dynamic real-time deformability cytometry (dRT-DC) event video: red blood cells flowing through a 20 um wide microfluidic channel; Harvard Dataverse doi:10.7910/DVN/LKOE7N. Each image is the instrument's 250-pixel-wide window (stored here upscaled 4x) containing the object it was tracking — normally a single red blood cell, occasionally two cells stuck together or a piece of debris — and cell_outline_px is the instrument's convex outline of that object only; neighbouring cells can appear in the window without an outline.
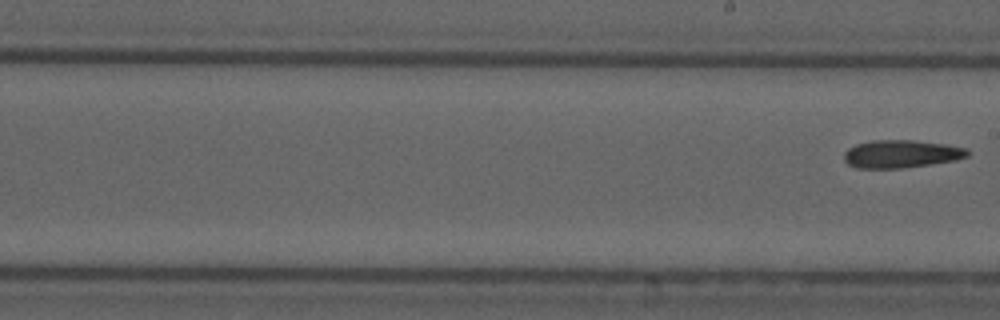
{"species": "common noctule bat (a hibernating species)", "species_latin": "Nyctalus noctula", "temperature_condition": "cold", "stored_images_in_passage": 10, "segment_of_instrument_passage": [2, 2], "camera_frame_rate_fps": 3000, "um_per_image_px": 0.085, "animal": {"sex": "male", "forearm_length_mm": 52.5}, "frame": {"image": 1, "passage_image": 10, "time_ms": 12.0, "image_size_px": [1000, 320], "cell_outline_px": [[968, 156], [956, 160], [900, 168], [856, 168], [848, 164], [844, 160], [844, 152], [848, 148], [856, 144], [872, 140], [912, 140], [944, 144], [968, 148]], "centroid_in_image_um": [76.57, 13.08], "position_along_channel_um": 212.4, "area_um2": 19.94}}